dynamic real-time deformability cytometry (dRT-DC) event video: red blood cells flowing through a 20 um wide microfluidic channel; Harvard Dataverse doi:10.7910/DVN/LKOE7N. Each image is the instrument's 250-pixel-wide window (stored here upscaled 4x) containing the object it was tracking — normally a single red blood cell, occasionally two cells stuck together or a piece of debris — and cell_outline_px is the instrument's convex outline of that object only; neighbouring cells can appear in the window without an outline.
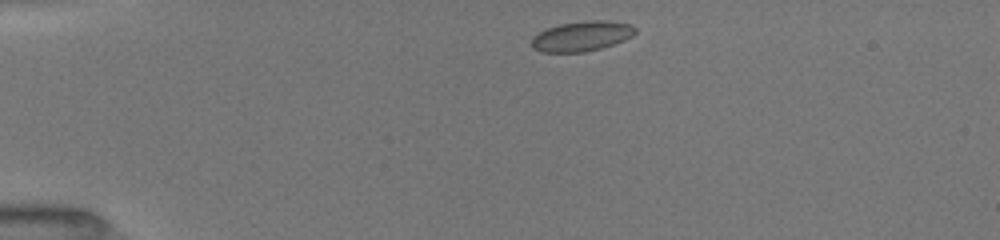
{"species": "common noctule bat (a hibernating species)", "species_latin": "Nyctalus noctula", "temperature_condition": "room temperature", "stored_images_in_passage": 41, "camera_frame_rate_fps": 3000, "um_per_image_px": 0.085, "animal": {"sex": "female", "body_mass_g": 19.5, "forearm_length_mm": 54.1}, "frame": {"image": 1, "passage_image": 1, "time_ms": 0.0, "image_size_px": [1000, 240], "cell_outline_px": [[636, 32], [632, 36], [624, 40], [600, 48], [584, 52], [540, 52], [532, 48], [532, 36], [548, 28], [560, 24], [584, 20], [608, 20], [632, 24], [636, 28]], "centroid_in_image_um": [49.46, 3.06], "position_along_channel_um": 35.5, "area_um2": 18.21}}
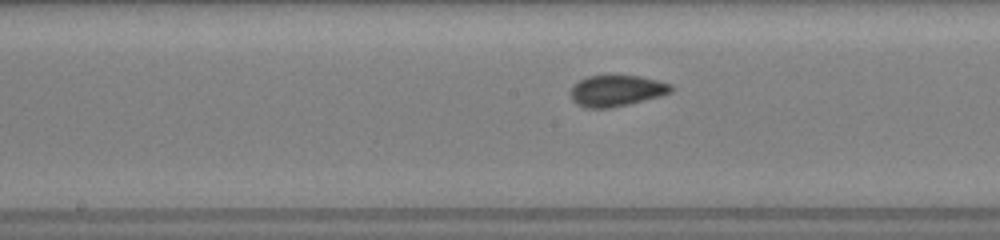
{"frame": {"image": 2, "passage_image": 17, "time_ms": 5.333, "image_size_px": [1000, 240], "cell_outline_px": [[672, 92], [660, 96], [628, 104], [608, 108], [584, 108], [576, 104], [572, 100], [568, 92], [580, 80], [588, 76], [640, 76], [672, 84]], "centroid_in_image_um": [52.38, 7.72], "position_along_channel_um": 195.8, "area_um2": 18.15}}
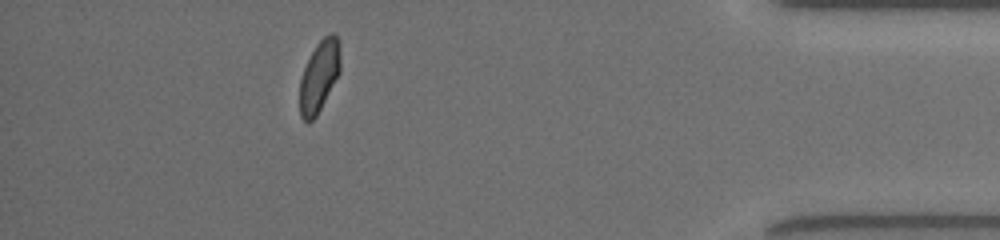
{"frame": {"image": 3, "passage_image": 36, "time_ms": 11.667, "image_size_px": [1000, 240], "cell_outline_px": [[340, 72], [316, 116], [308, 124], [300, 116], [300, 80], [304, 68], [316, 44], [324, 36], [332, 32], [340, 40]], "centroid_in_image_um": [27.14, 6.46], "position_along_channel_um": 408.1, "area_um2": 16.82}, "authors_computed_cell_mechanics": {"area_um2": 17.8602, "velocity_mm_per_s": 4.028, "shape_relaxation_time_tau1_ms": 5.2397, "shape_relaxation_time_tau2_ms": null, "deformation_change_tau1": 0.0933, "deformation_change_tau2": null}}